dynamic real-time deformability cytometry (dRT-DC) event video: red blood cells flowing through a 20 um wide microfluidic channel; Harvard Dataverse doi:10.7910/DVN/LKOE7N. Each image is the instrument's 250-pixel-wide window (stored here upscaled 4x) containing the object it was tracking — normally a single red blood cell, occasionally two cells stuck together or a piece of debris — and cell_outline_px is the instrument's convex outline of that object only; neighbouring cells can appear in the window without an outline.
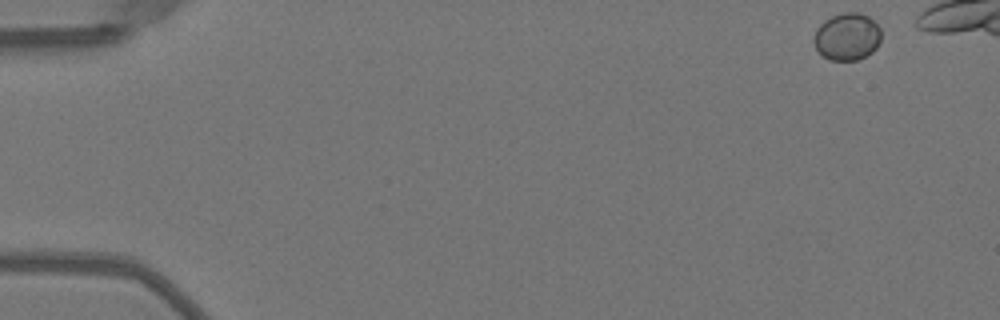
{"species": "Egyptian fruit bat (a non-hibernating species)", "species_latin": "Rousettus aegyptiacus", "temperature_condition": "warm", "stored_images_in_passage": 42, "camera_frame_rate_fps": 3000, "um_per_image_px": 0.085, "animal": {"sex": "female"}, "frame": {"image": 1, "passage_image": 1, "time_ms": 0.0, "image_size_px": [1000, 320], "cell_outline_px": [[880, 40], [876, 48], [872, 52], [856, 60], [828, 60], [816, 48], [812, 40], [816, 28], [824, 20], [832, 16], [844, 12], [856, 12], [868, 16], [880, 28]], "centroid_in_image_um": [71.98, 3.11], "position_along_channel_um": 13.0, "area_um2": 18.5}}
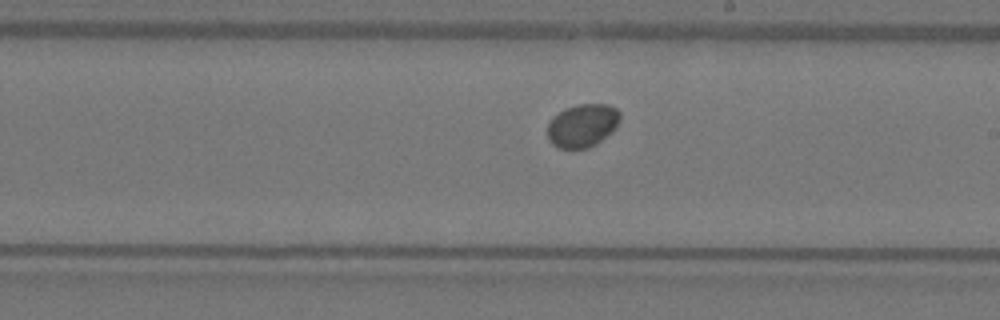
{"frame": {"image": 2, "passage_image": 28, "time_ms": 9.0, "image_size_px": [1000, 320], "cell_outline_px": [[620, 120], [616, 128], [612, 132], [596, 144], [588, 148], [556, 148], [548, 140], [548, 124], [564, 108], [580, 104], [608, 104], [616, 108], [620, 112]], "centroid_in_image_um": [49.54, 10.67], "position_along_channel_um": 239.5, "area_um2": 18.26}}
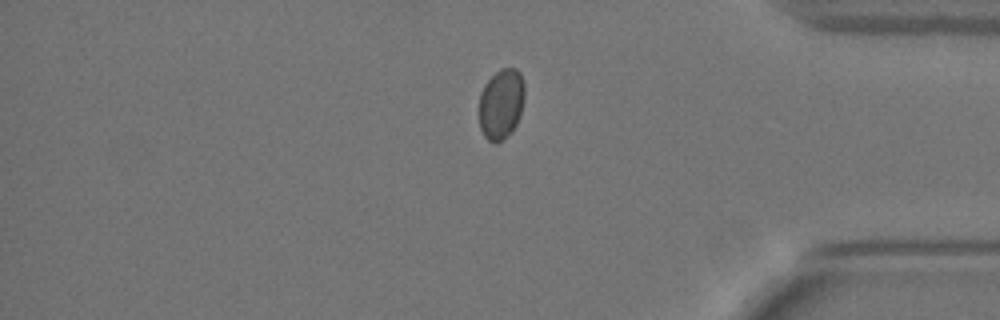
{"frame": {"image": 3, "passage_image": 41, "time_ms": 13.333, "image_size_px": [1000, 320], "cell_outline_px": [[524, 100], [516, 124], [512, 132], [508, 136], [496, 144], [488, 140], [484, 136], [480, 128], [480, 92], [484, 84], [500, 68], [516, 68], [520, 72], [524, 84]], "centroid_in_image_um": [42.6, 8.84], "position_along_channel_um": 392.6, "area_um2": 18.73}}